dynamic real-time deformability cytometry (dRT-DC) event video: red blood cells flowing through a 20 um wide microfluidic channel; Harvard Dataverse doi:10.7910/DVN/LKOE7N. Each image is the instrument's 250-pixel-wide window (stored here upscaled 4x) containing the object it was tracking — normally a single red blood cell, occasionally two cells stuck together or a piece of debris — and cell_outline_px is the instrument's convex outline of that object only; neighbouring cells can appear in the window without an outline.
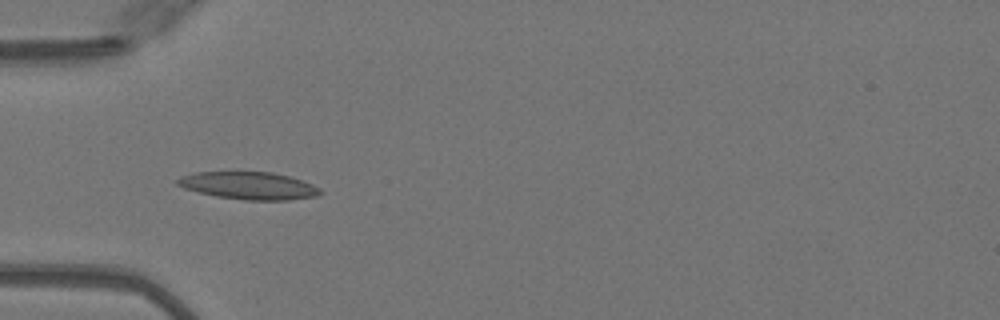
{"species": "Egyptian fruit bat (a non-hibernating species)", "species_latin": "Rousettus aegyptiacus", "temperature_condition": "warm", "stored_images_in_passage": 31, "camera_frame_rate_fps": 3000, "um_per_image_px": 0.085, "animal": {"sex": "female"}, "frame": {"image": 1, "passage_image": 4, "time_ms": 1.0, "image_size_px": [1000, 320], "cell_outline_px": [[324, 192], [316, 196], [288, 200], [244, 200], [216, 196], [184, 188], [176, 184], [176, 180], [180, 176], [196, 172], [272, 172], [288, 176], [312, 184], [320, 188]], "centroid_in_image_um": [21.15, 15.78], "position_along_channel_um": 63.8, "area_um2": 22.77}}
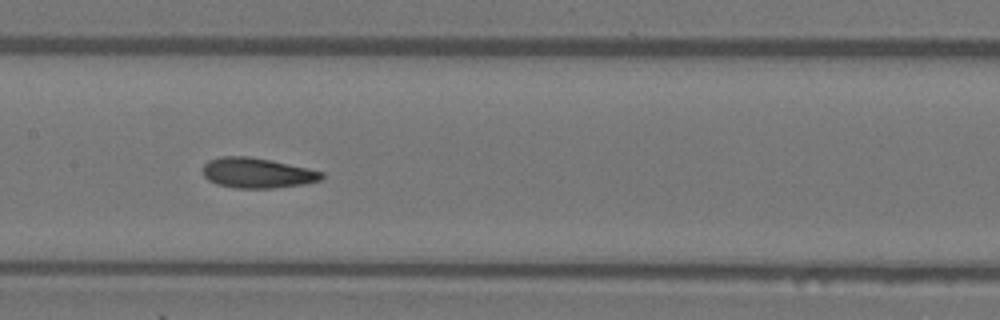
{"frame": {"image": 2, "passage_image": 13, "time_ms": 4.0, "image_size_px": [1000, 320], "cell_outline_px": [[324, 176], [320, 180], [304, 184], [272, 188], [236, 188], [216, 184], [208, 180], [204, 176], [204, 164], [208, 160], [224, 156], [248, 156], [272, 160], [308, 168], [324, 172]], "centroid_in_image_um": [21.87, 14.7], "position_along_channel_um": 185.5, "area_um2": 20.92}}
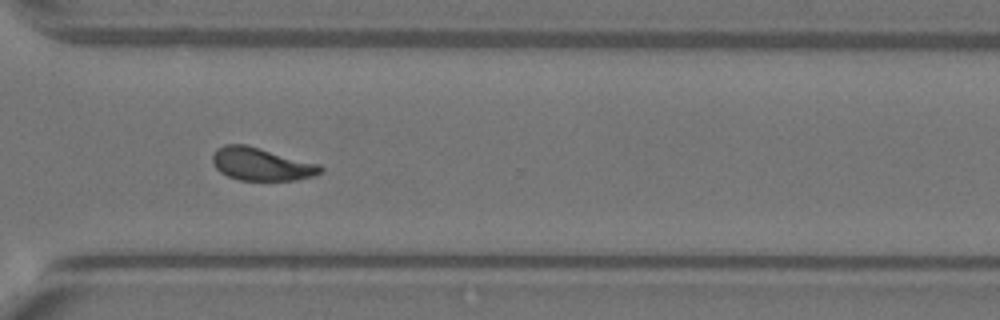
{"frame": {"image": 3, "passage_image": 25, "time_ms": 8.0, "image_size_px": [1000, 320], "cell_outline_px": [[324, 172], [312, 176], [296, 180], [240, 180], [228, 176], [220, 172], [216, 168], [212, 160], [212, 156], [216, 148], [224, 144], [244, 144], [320, 164], [324, 168]], "centroid_in_image_um": [22.22, 13.95], "position_along_channel_um": 348.4, "area_um2": 20.63}, "authors_computed_cell_mechanics": {"area_um2": 20.7502, "velocity_mm_per_s": 4.0882, "shape_relaxation_time_tau1_ms": 7.3659, "shape_relaxation_time_tau2_ms": 1.6216, "deformation_change_tau1": 0.1976, "deformation_change_tau2": 0.075}}